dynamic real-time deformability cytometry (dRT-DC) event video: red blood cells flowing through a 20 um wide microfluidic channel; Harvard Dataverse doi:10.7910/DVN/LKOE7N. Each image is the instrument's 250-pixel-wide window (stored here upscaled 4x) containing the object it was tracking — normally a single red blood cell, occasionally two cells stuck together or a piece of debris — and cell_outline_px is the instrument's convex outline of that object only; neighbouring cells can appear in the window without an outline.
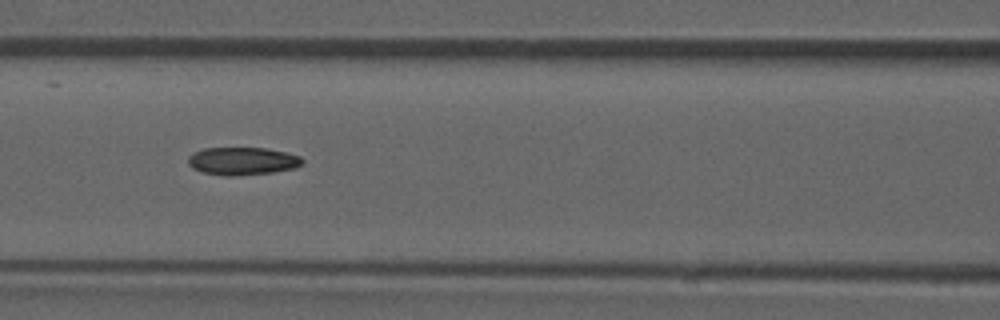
{"species": "common noctule bat (a hibernating species)", "species_latin": "Nyctalus noctula", "temperature_condition": "room temperature", "stored_images_in_passage": 37, "camera_frame_rate_fps": 3000, "um_per_image_px": 0.085, "animal": {"sex": "male", "forearm_length_mm": 52.5}, "frame": {"image": 1, "passage_image": 11, "time_ms": 3.333, "image_size_px": [1000, 320], "cell_outline_px": [[304, 160], [296, 168], [272, 172], [232, 176], [224, 176], [204, 172], [192, 168], [188, 164], [188, 156], [204, 148], [264, 148], [284, 152], [300, 156]], "centroid_in_image_um": [20.6, 13.69], "position_along_channel_um": 146.0, "area_um2": 18.32}, "authors_computed_cell_mechanics": {"area_um2": 18.3226, "velocity_mm_per_s": 3.9049, "shape_relaxation_time_tau1_ms": null, "shape_relaxation_time_tau2_ms": 3.9528, "deformation_change_tau1": null, "deformation_change_tau2": 0.0962}}